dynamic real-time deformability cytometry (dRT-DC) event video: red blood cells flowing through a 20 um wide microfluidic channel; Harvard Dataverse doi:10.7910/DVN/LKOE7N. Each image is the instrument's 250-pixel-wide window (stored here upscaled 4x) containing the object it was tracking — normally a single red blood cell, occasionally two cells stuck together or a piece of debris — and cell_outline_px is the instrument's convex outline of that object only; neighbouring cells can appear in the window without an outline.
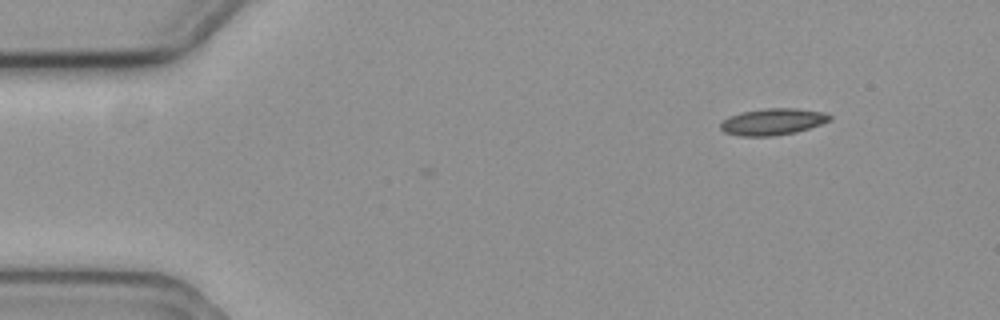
{"species": "common noctule bat (a hibernating species)", "species_latin": "Nyctalus noctula", "temperature_condition": "cold", "stored_images_in_passage": 47, "camera_frame_rate_fps": 3000, "um_per_image_px": 0.085, "animal": {"sex": "female", "body_mass_g": 19.3, "forearm_length_mm": 54.1}, "frame": {"image": 1, "passage_image": 1, "time_ms": 0.0, "image_size_px": [1000, 320], "cell_outline_px": [[832, 120], [796, 132], [776, 136], [740, 136], [724, 132], [720, 128], [720, 124], [728, 116], [740, 112], [764, 108], [796, 108], [824, 112], [832, 116]], "centroid_in_image_um": [65.67, 10.34], "position_along_channel_um": 19.3, "area_um2": 17.05}}
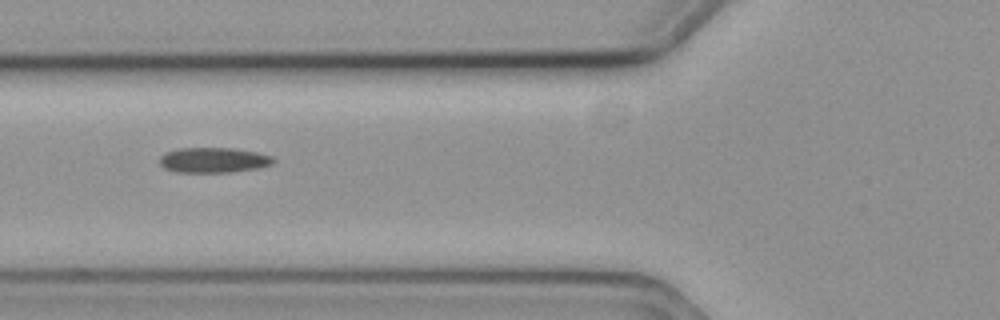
{"frame": {"image": 2, "passage_image": 16, "time_ms": 5.0, "image_size_px": [1000, 320], "cell_outline_px": [[276, 160], [272, 164], [260, 168], [232, 172], [176, 172], [164, 168], [160, 164], [160, 156], [164, 152], [176, 148], [236, 148], [256, 152], [272, 156]], "centroid_in_image_um": [18.15, 13.6], "position_along_channel_um": 107.7, "area_um2": 16.94}}
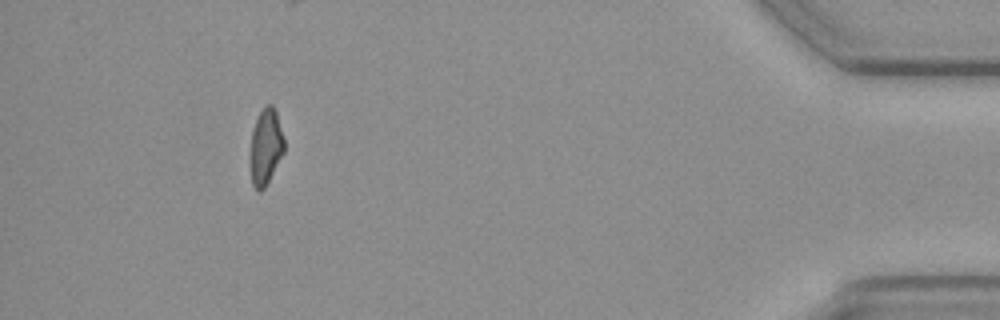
{"frame": {"image": 3, "passage_image": 47, "time_ms": 15.333, "image_size_px": [1000, 320], "cell_outline_px": [[284, 152], [264, 188], [260, 192], [256, 192], [252, 184], [252, 128], [264, 104], [272, 104], [276, 112], [284, 140]], "centroid_in_image_um": [22.6, 12.45], "position_along_channel_um": 412.6, "area_um2": 14.57}}